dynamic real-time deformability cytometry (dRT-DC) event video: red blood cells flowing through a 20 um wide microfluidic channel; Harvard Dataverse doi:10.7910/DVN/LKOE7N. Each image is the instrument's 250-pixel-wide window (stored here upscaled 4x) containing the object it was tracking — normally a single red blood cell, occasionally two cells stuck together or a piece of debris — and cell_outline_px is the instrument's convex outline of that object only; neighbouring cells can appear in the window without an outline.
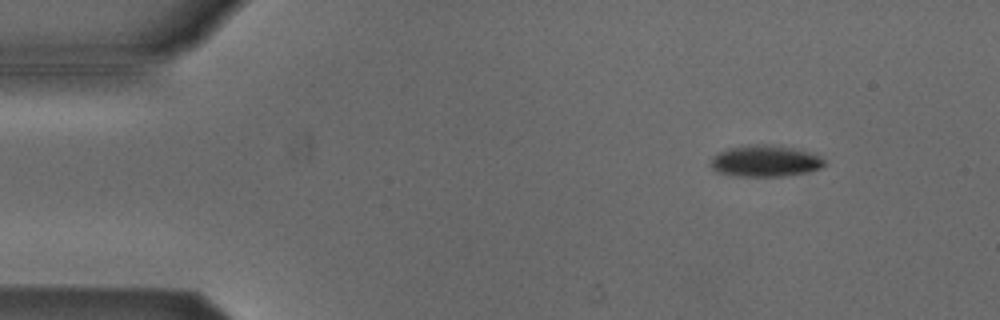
{"species": "Egyptian fruit bat (a non-hibernating species)", "species_latin": "Rousettus aegyptiacus", "temperature_condition": "cold", "stored_images_in_passage": 6, "camera_frame_rate_fps": 3000, "um_per_image_px": 0.085, "animal": {"sex": "male"}, "frame": {"image": 1, "passage_image": 2, "time_ms": 1.0, "image_size_px": [1000, 320], "cell_outline_px": [[824, 164], [820, 168], [808, 172], [784, 176], [732, 176], [712, 172], [708, 164], [712, 156], [728, 148], [756, 144], [792, 148], [808, 152], [824, 160]], "centroid_in_image_um": [64.92, 13.72], "position_along_channel_um": 20.1, "area_um2": 20.75}}
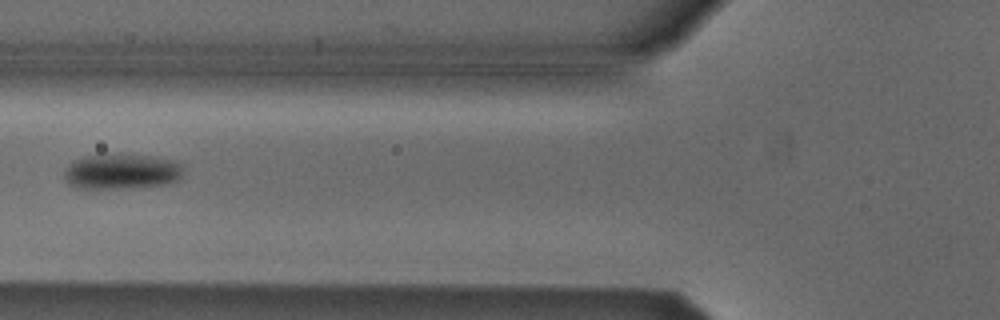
{"frame": {"image": 2, "passage_image": 5, "time_ms": 5.667, "image_size_px": [1000, 320], "cell_outline_px": [[184, 172], [180, 180], [164, 184], [112, 188], [84, 188], [68, 184], [64, 176], [64, 168], [68, 164], [84, 156], [104, 152], [156, 156], [172, 160], [184, 164]], "centroid_in_image_um": [10.36, 14.52], "position_along_channel_um": 115.4, "area_um2": 25.03}}
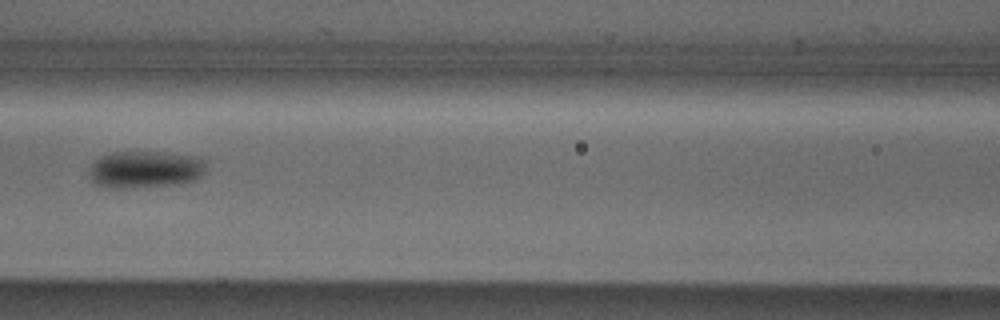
{"frame": {"image": 3, "passage_image": 6, "time_ms": 6.667, "image_size_px": [1000, 320], "cell_outline_px": [[208, 164], [204, 172], [196, 180], [180, 184], [128, 188], [100, 188], [92, 184], [88, 180], [88, 168], [92, 160], [100, 156], [112, 152], [168, 152], [196, 156], [208, 160]], "centroid_in_image_um": [12.29, 14.41], "position_along_channel_um": 154.3, "area_um2": 26.41}}